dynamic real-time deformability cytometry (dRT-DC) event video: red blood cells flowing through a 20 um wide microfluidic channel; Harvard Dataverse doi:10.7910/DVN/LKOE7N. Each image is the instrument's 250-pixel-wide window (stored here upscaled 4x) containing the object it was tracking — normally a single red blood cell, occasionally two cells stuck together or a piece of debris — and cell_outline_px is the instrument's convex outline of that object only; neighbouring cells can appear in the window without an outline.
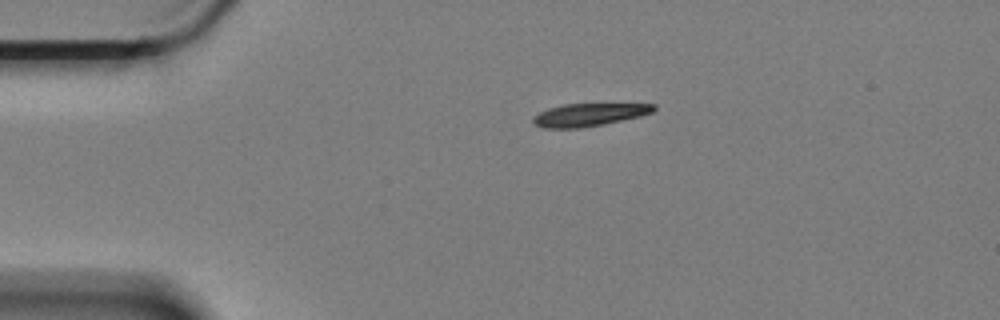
{"species": "Egyptian fruit bat (a non-hibernating species)", "species_latin": "Rousettus aegyptiacus", "temperature_condition": "cold", "stored_images_in_passage": 4, "camera_frame_rate_fps": 3000, "um_per_image_px": 0.085, "animal": {"sex": "female"}, "frame": {"image": 1, "passage_image": 1, "time_ms": 0.0, "image_size_px": [1000, 320], "cell_outline_px": [[656, 108], [652, 112], [640, 116], [580, 128], [544, 128], [536, 124], [532, 120], [532, 116], [548, 108], [564, 104], [656, 104]], "centroid_in_image_um": [50.03, 9.74], "position_along_channel_um": 35.0, "area_um2": 15.72}}
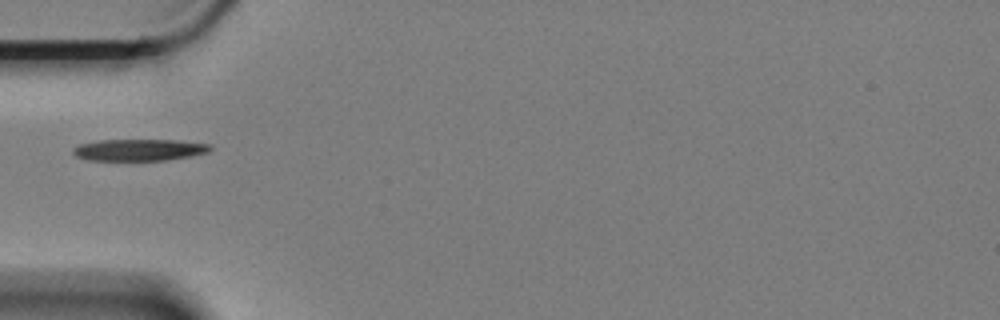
{"frame": {"image": 2, "passage_image": 3, "time_ms": 0.667, "image_size_px": [1000, 320], "cell_outline_px": [[212, 148], [208, 152], [192, 156], [168, 160], [88, 160], [76, 156], [72, 152], [72, 148], [80, 144], [100, 140], [180, 140], [212, 144]], "centroid_in_image_um": [11.87, 12.74], "position_along_channel_um": 73.1, "area_um2": 17.46}}
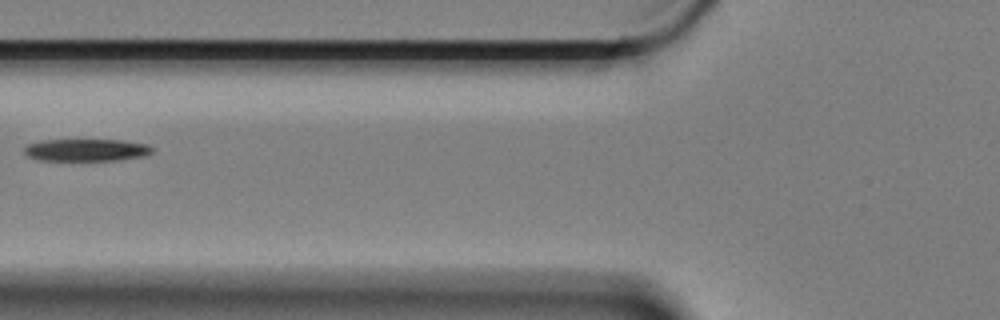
{"frame": {"image": 3, "passage_image": 4, "time_ms": 1.0, "image_size_px": [1000, 320], "cell_outline_px": [[156, 148], [148, 156], [120, 160], [36, 160], [28, 156], [24, 152], [24, 148], [28, 144], [44, 140], [124, 140], [148, 144]], "centroid_in_image_um": [7.42, 12.75], "position_along_channel_um": 118.4, "area_um2": 16.82}}